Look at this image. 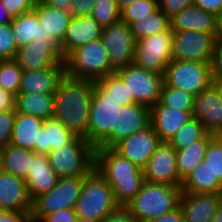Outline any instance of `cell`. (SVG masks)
<instances>
[{
	"label": "cell",
	"instance_id": "41",
	"mask_svg": "<svg viewBox=\"0 0 222 222\" xmlns=\"http://www.w3.org/2000/svg\"><path fill=\"white\" fill-rule=\"evenodd\" d=\"M18 48L10 23L0 25V60L15 59Z\"/></svg>",
	"mask_w": 222,
	"mask_h": 222
},
{
	"label": "cell",
	"instance_id": "29",
	"mask_svg": "<svg viewBox=\"0 0 222 222\" xmlns=\"http://www.w3.org/2000/svg\"><path fill=\"white\" fill-rule=\"evenodd\" d=\"M43 123L44 120L38 117L16 112L10 143L35 152V143H38V132Z\"/></svg>",
	"mask_w": 222,
	"mask_h": 222
},
{
	"label": "cell",
	"instance_id": "2",
	"mask_svg": "<svg viewBox=\"0 0 222 222\" xmlns=\"http://www.w3.org/2000/svg\"><path fill=\"white\" fill-rule=\"evenodd\" d=\"M95 168L112 187L119 206H126L145 182L143 169L113 148H96Z\"/></svg>",
	"mask_w": 222,
	"mask_h": 222
},
{
	"label": "cell",
	"instance_id": "16",
	"mask_svg": "<svg viewBox=\"0 0 222 222\" xmlns=\"http://www.w3.org/2000/svg\"><path fill=\"white\" fill-rule=\"evenodd\" d=\"M160 143L159 136L152 126L149 125L144 130L122 139L112 148L143 169Z\"/></svg>",
	"mask_w": 222,
	"mask_h": 222
},
{
	"label": "cell",
	"instance_id": "59",
	"mask_svg": "<svg viewBox=\"0 0 222 222\" xmlns=\"http://www.w3.org/2000/svg\"><path fill=\"white\" fill-rule=\"evenodd\" d=\"M222 148V134H215L213 138Z\"/></svg>",
	"mask_w": 222,
	"mask_h": 222
},
{
	"label": "cell",
	"instance_id": "46",
	"mask_svg": "<svg viewBox=\"0 0 222 222\" xmlns=\"http://www.w3.org/2000/svg\"><path fill=\"white\" fill-rule=\"evenodd\" d=\"M77 218L75 209L67 208L46 215L40 222H76Z\"/></svg>",
	"mask_w": 222,
	"mask_h": 222
},
{
	"label": "cell",
	"instance_id": "52",
	"mask_svg": "<svg viewBox=\"0 0 222 222\" xmlns=\"http://www.w3.org/2000/svg\"><path fill=\"white\" fill-rule=\"evenodd\" d=\"M144 222H184V216L181 207L179 206L171 212Z\"/></svg>",
	"mask_w": 222,
	"mask_h": 222
},
{
	"label": "cell",
	"instance_id": "60",
	"mask_svg": "<svg viewBox=\"0 0 222 222\" xmlns=\"http://www.w3.org/2000/svg\"><path fill=\"white\" fill-rule=\"evenodd\" d=\"M217 87L219 88L220 92H221V96H222V79H218L217 81H213Z\"/></svg>",
	"mask_w": 222,
	"mask_h": 222
},
{
	"label": "cell",
	"instance_id": "13",
	"mask_svg": "<svg viewBox=\"0 0 222 222\" xmlns=\"http://www.w3.org/2000/svg\"><path fill=\"white\" fill-rule=\"evenodd\" d=\"M149 125L150 107L140 103L122 105L120 110H117L116 130H111L96 148H112L122 139L144 130Z\"/></svg>",
	"mask_w": 222,
	"mask_h": 222
},
{
	"label": "cell",
	"instance_id": "4",
	"mask_svg": "<svg viewBox=\"0 0 222 222\" xmlns=\"http://www.w3.org/2000/svg\"><path fill=\"white\" fill-rule=\"evenodd\" d=\"M118 207L112 187L95 168L84 180L74 208L77 216L102 222Z\"/></svg>",
	"mask_w": 222,
	"mask_h": 222
},
{
	"label": "cell",
	"instance_id": "18",
	"mask_svg": "<svg viewBox=\"0 0 222 222\" xmlns=\"http://www.w3.org/2000/svg\"><path fill=\"white\" fill-rule=\"evenodd\" d=\"M193 118L200 121L210 134H222V96L213 82L195 96Z\"/></svg>",
	"mask_w": 222,
	"mask_h": 222
},
{
	"label": "cell",
	"instance_id": "26",
	"mask_svg": "<svg viewBox=\"0 0 222 222\" xmlns=\"http://www.w3.org/2000/svg\"><path fill=\"white\" fill-rule=\"evenodd\" d=\"M45 35H48L58 46L62 43L69 21L72 18L71 12L51 7L39 0L33 9Z\"/></svg>",
	"mask_w": 222,
	"mask_h": 222
},
{
	"label": "cell",
	"instance_id": "23",
	"mask_svg": "<svg viewBox=\"0 0 222 222\" xmlns=\"http://www.w3.org/2000/svg\"><path fill=\"white\" fill-rule=\"evenodd\" d=\"M59 178L50 166L48 155L33 151L32 166L24 179L31 200L49 192L57 185Z\"/></svg>",
	"mask_w": 222,
	"mask_h": 222
},
{
	"label": "cell",
	"instance_id": "47",
	"mask_svg": "<svg viewBox=\"0 0 222 222\" xmlns=\"http://www.w3.org/2000/svg\"><path fill=\"white\" fill-rule=\"evenodd\" d=\"M102 222H139L126 206H119L108 214Z\"/></svg>",
	"mask_w": 222,
	"mask_h": 222
},
{
	"label": "cell",
	"instance_id": "10",
	"mask_svg": "<svg viewBox=\"0 0 222 222\" xmlns=\"http://www.w3.org/2000/svg\"><path fill=\"white\" fill-rule=\"evenodd\" d=\"M115 72L123 79L136 103L151 107L159 101L164 84L163 74L148 71L134 63Z\"/></svg>",
	"mask_w": 222,
	"mask_h": 222
},
{
	"label": "cell",
	"instance_id": "21",
	"mask_svg": "<svg viewBox=\"0 0 222 222\" xmlns=\"http://www.w3.org/2000/svg\"><path fill=\"white\" fill-rule=\"evenodd\" d=\"M222 204V194L182 193L180 207L184 222H211Z\"/></svg>",
	"mask_w": 222,
	"mask_h": 222
},
{
	"label": "cell",
	"instance_id": "14",
	"mask_svg": "<svg viewBox=\"0 0 222 222\" xmlns=\"http://www.w3.org/2000/svg\"><path fill=\"white\" fill-rule=\"evenodd\" d=\"M119 102L110 97H100L95 91L92 94L88 122L87 141L95 147L111 132L116 130Z\"/></svg>",
	"mask_w": 222,
	"mask_h": 222
},
{
	"label": "cell",
	"instance_id": "1",
	"mask_svg": "<svg viewBox=\"0 0 222 222\" xmlns=\"http://www.w3.org/2000/svg\"><path fill=\"white\" fill-rule=\"evenodd\" d=\"M94 82L68 76L61 77L54 93V118L76 136L87 140L90 104Z\"/></svg>",
	"mask_w": 222,
	"mask_h": 222
},
{
	"label": "cell",
	"instance_id": "15",
	"mask_svg": "<svg viewBox=\"0 0 222 222\" xmlns=\"http://www.w3.org/2000/svg\"><path fill=\"white\" fill-rule=\"evenodd\" d=\"M144 180L152 183L181 186L176 162V150L169 142H162L143 168Z\"/></svg>",
	"mask_w": 222,
	"mask_h": 222
},
{
	"label": "cell",
	"instance_id": "6",
	"mask_svg": "<svg viewBox=\"0 0 222 222\" xmlns=\"http://www.w3.org/2000/svg\"><path fill=\"white\" fill-rule=\"evenodd\" d=\"M64 63L65 73L68 76L93 82L115 72L101 38L74 50Z\"/></svg>",
	"mask_w": 222,
	"mask_h": 222
},
{
	"label": "cell",
	"instance_id": "27",
	"mask_svg": "<svg viewBox=\"0 0 222 222\" xmlns=\"http://www.w3.org/2000/svg\"><path fill=\"white\" fill-rule=\"evenodd\" d=\"M75 137L76 135L72 131L54 117L46 119L38 132V143H35V152L48 154L51 150L70 143Z\"/></svg>",
	"mask_w": 222,
	"mask_h": 222
},
{
	"label": "cell",
	"instance_id": "54",
	"mask_svg": "<svg viewBox=\"0 0 222 222\" xmlns=\"http://www.w3.org/2000/svg\"><path fill=\"white\" fill-rule=\"evenodd\" d=\"M45 4L62 9L64 11L71 12L73 6V0H42Z\"/></svg>",
	"mask_w": 222,
	"mask_h": 222
},
{
	"label": "cell",
	"instance_id": "49",
	"mask_svg": "<svg viewBox=\"0 0 222 222\" xmlns=\"http://www.w3.org/2000/svg\"><path fill=\"white\" fill-rule=\"evenodd\" d=\"M96 0H73L71 15L73 17L91 15Z\"/></svg>",
	"mask_w": 222,
	"mask_h": 222
},
{
	"label": "cell",
	"instance_id": "12",
	"mask_svg": "<svg viewBox=\"0 0 222 222\" xmlns=\"http://www.w3.org/2000/svg\"><path fill=\"white\" fill-rule=\"evenodd\" d=\"M101 40L114 70L134 62L136 40L128 23L120 20L113 25L103 27Z\"/></svg>",
	"mask_w": 222,
	"mask_h": 222
},
{
	"label": "cell",
	"instance_id": "38",
	"mask_svg": "<svg viewBox=\"0 0 222 222\" xmlns=\"http://www.w3.org/2000/svg\"><path fill=\"white\" fill-rule=\"evenodd\" d=\"M22 73L15 59L0 60V86L14 96L19 93Z\"/></svg>",
	"mask_w": 222,
	"mask_h": 222
},
{
	"label": "cell",
	"instance_id": "37",
	"mask_svg": "<svg viewBox=\"0 0 222 222\" xmlns=\"http://www.w3.org/2000/svg\"><path fill=\"white\" fill-rule=\"evenodd\" d=\"M207 134L205 126L193 118L175 134L169 143L175 150H181L193 142L203 139Z\"/></svg>",
	"mask_w": 222,
	"mask_h": 222
},
{
	"label": "cell",
	"instance_id": "3",
	"mask_svg": "<svg viewBox=\"0 0 222 222\" xmlns=\"http://www.w3.org/2000/svg\"><path fill=\"white\" fill-rule=\"evenodd\" d=\"M181 195V186L145 181L126 207L139 222H144L178 208Z\"/></svg>",
	"mask_w": 222,
	"mask_h": 222
},
{
	"label": "cell",
	"instance_id": "51",
	"mask_svg": "<svg viewBox=\"0 0 222 222\" xmlns=\"http://www.w3.org/2000/svg\"><path fill=\"white\" fill-rule=\"evenodd\" d=\"M193 5L219 17L221 14L222 0H194Z\"/></svg>",
	"mask_w": 222,
	"mask_h": 222
},
{
	"label": "cell",
	"instance_id": "31",
	"mask_svg": "<svg viewBox=\"0 0 222 222\" xmlns=\"http://www.w3.org/2000/svg\"><path fill=\"white\" fill-rule=\"evenodd\" d=\"M16 112L33 115L42 120L54 116V94L18 93L15 96Z\"/></svg>",
	"mask_w": 222,
	"mask_h": 222
},
{
	"label": "cell",
	"instance_id": "58",
	"mask_svg": "<svg viewBox=\"0 0 222 222\" xmlns=\"http://www.w3.org/2000/svg\"><path fill=\"white\" fill-rule=\"evenodd\" d=\"M119 8L122 10L124 7L132 4L135 0H116Z\"/></svg>",
	"mask_w": 222,
	"mask_h": 222
},
{
	"label": "cell",
	"instance_id": "30",
	"mask_svg": "<svg viewBox=\"0 0 222 222\" xmlns=\"http://www.w3.org/2000/svg\"><path fill=\"white\" fill-rule=\"evenodd\" d=\"M182 193L222 194V183L202 161L181 184Z\"/></svg>",
	"mask_w": 222,
	"mask_h": 222
},
{
	"label": "cell",
	"instance_id": "28",
	"mask_svg": "<svg viewBox=\"0 0 222 222\" xmlns=\"http://www.w3.org/2000/svg\"><path fill=\"white\" fill-rule=\"evenodd\" d=\"M10 26L18 49L32 43L33 40L53 41L44 34L34 10L13 17Z\"/></svg>",
	"mask_w": 222,
	"mask_h": 222
},
{
	"label": "cell",
	"instance_id": "34",
	"mask_svg": "<svg viewBox=\"0 0 222 222\" xmlns=\"http://www.w3.org/2000/svg\"><path fill=\"white\" fill-rule=\"evenodd\" d=\"M94 91L100 97H110L122 105L136 103L123 79L116 73H110L94 82Z\"/></svg>",
	"mask_w": 222,
	"mask_h": 222
},
{
	"label": "cell",
	"instance_id": "8",
	"mask_svg": "<svg viewBox=\"0 0 222 222\" xmlns=\"http://www.w3.org/2000/svg\"><path fill=\"white\" fill-rule=\"evenodd\" d=\"M163 79L166 85L197 96L213 83L211 63L173 59Z\"/></svg>",
	"mask_w": 222,
	"mask_h": 222
},
{
	"label": "cell",
	"instance_id": "24",
	"mask_svg": "<svg viewBox=\"0 0 222 222\" xmlns=\"http://www.w3.org/2000/svg\"><path fill=\"white\" fill-rule=\"evenodd\" d=\"M64 74L65 65L32 71L23 70L19 93L54 94Z\"/></svg>",
	"mask_w": 222,
	"mask_h": 222
},
{
	"label": "cell",
	"instance_id": "7",
	"mask_svg": "<svg viewBox=\"0 0 222 222\" xmlns=\"http://www.w3.org/2000/svg\"><path fill=\"white\" fill-rule=\"evenodd\" d=\"M86 176L60 177L57 185L33 201L30 222H40L58 210L75 208Z\"/></svg>",
	"mask_w": 222,
	"mask_h": 222
},
{
	"label": "cell",
	"instance_id": "11",
	"mask_svg": "<svg viewBox=\"0 0 222 222\" xmlns=\"http://www.w3.org/2000/svg\"><path fill=\"white\" fill-rule=\"evenodd\" d=\"M216 35L201 31H173V59L211 63Z\"/></svg>",
	"mask_w": 222,
	"mask_h": 222
},
{
	"label": "cell",
	"instance_id": "33",
	"mask_svg": "<svg viewBox=\"0 0 222 222\" xmlns=\"http://www.w3.org/2000/svg\"><path fill=\"white\" fill-rule=\"evenodd\" d=\"M2 150L3 171L25 179L32 166L33 151L8 144Z\"/></svg>",
	"mask_w": 222,
	"mask_h": 222
},
{
	"label": "cell",
	"instance_id": "36",
	"mask_svg": "<svg viewBox=\"0 0 222 222\" xmlns=\"http://www.w3.org/2000/svg\"><path fill=\"white\" fill-rule=\"evenodd\" d=\"M158 102L162 106L178 109L179 111H193L195 95L177 88H172L164 83Z\"/></svg>",
	"mask_w": 222,
	"mask_h": 222
},
{
	"label": "cell",
	"instance_id": "55",
	"mask_svg": "<svg viewBox=\"0 0 222 222\" xmlns=\"http://www.w3.org/2000/svg\"><path fill=\"white\" fill-rule=\"evenodd\" d=\"M12 21L11 15L8 13L7 9L5 8L4 3L0 0V25L7 24Z\"/></svg>",
	"mask_w": 222,
	"mask_h": 222
},
{
	"label": "cell",
	"instance_id": "32",
	"mask_svg": "<svg viewBox=\"0 0 222 222\" xmlns=\"http://www.w3.org/2000/svg\"><path fill=\"white\" fill-rule=\"evenodd\" d=\"M214 138L208 133L203 139L190 144L181 150H176V162L179 179L183 181L203 160L209 142Z\"/></svg>",
	"mask_w": 222,
	"mask_h": 222
},
{
	"label": "cell",
	"instance_id": "57",
	"mask_svg": "<svg viewBox=\"0 0 222 222\" xmlns=\"http://www.w3.org/2000/svg\"><path fill=\"white\" fill-rule=\"evenodd\" d=\"M211 222H222V204L221 206L217 209L216 214L214 215V218L212 219Z\"/></svg>",
	"mask_w": 222,
	"mask_h": 222
},
{
	"label": "cell",
	"instance_id": "20",
	"mask_svg": "<svg viewBox=\"0 0 222 222\" xmlns=\"http://www.w3.org/2000/svg\"><path fill=\"white\" fill-rule=\"evenodd\" d=\"M32 208L33 201L25 180L5 171L0 172V209L25 212L30 217Z\"/></svg>",
	"mask_w": 222,
	"mask_h": 222
},
{
	"label": "cell",
	"instance_id": "53",
	"mask_svg": "<svg viewBox=\"0 0 222 222\" xmlns=\"http://www.w3.org/2000/svg\"><path fill=\"white\" fill-rule=\"evenodd\" d=\"M15 109V96L0 86V112Z\"/></svg>",
	"mask_w": 222,
	"mask_h": 222
},
{
	"label": "cell",
	"instance_id": "62",
	"mask_svg": "<svg viewBox=\"0 0 222 222\" xmlns=\"http://www.w3.org/2000/svg\"><path fill=\"white\" fill-rule=\"evenodd\" d=\"M3 171V164H2V150L0 148V172Z\"/></svg>",
	"mask_w": 222,
	"mask_h": 222
},
{
	"label": "cell",
	"instance_id": "44",
	"mask_svg": "<svg viewBox=\"0 0 222 222\" xmlns=\"http://www.w3.org/2000/svg\"><path fill=\"white\" fill-rule=\"evenodd\" d=\"M11 17L33 10L39 0H1Z\"/></svg>",
	"mask_w": 222,
	"mask_h": 222
},
{
	"label": "cell",
	"instance_id": "19",
	"mask_svg": "<svg viewBox=\"0 0 222 222\" xmlns=\"http://www.w3.org/2000/svg\"><path fill=\"white\" fill-rule=\"evenodd\" d=\"M102 28L91 15L72 16L59 46L62 59L65 60L77 48L101 38Z\"/></svg>",
	"mask_w": 222,
	"mask_h": 222
},
{
	"label": "cell",
	"instance_id": "25",
	"mask_svg": "<svg viewBox=\"0 0 222 222\" xmlns=\"http://www.w3.org/2000/svg\"><path fill=\"white\" fill-rule=\"evenodd\" d=\"M219 18L210 12L192 5L184 8L180 13L170 19L173 31L195 30L217 34Z\"/></svg>",
	"mask_w": 222,
	"mask_h": 222
},
{
	"label": "cell",
	"instance_id": "39",
	"mask_svg": "<svg viewBox=\"0 0 222 222\" xmlns=\"http://www.w3.org/2000/svg\"><path fill=\"white\" fill-rule=\"evenodd\" d=\"M91 16L106 27L121 20V9L116 0H96Z\"/></svg>",
	"mask_w": 222,
	"mask_h": 222
},
{
	"label": "cell",
	"instance_id": "48",
	"mask_svg": "<svg viewBox=\"0 0 222 222\" xmlns=\"http://www.w3.org/2000/svg\"><path fill=\"white\" fill-rule=\"evenodd\" d=\"M211 71L213 81L222 79V43H215V48L211 62Z\"/></svg>",
	"mask_w": 222,
	"mask_h": 222
},
{
	"label": "cell",
	"instance_id": "63",
	"mask_svg": "<svg viewBox=\"0 0 222 222\" xmlns=\"http://www.w3.org/2000/svg\"><path fill=\"white\" fill-rule=\"evenodd\" d=\"M218 18L222 19V8H221V14H220V16Z\"/></svg>",
	"mask_w": 222,
	"mask_h": 222
},
{
	"label": "cell",
	"instance_id": "42",
	"mask_svg": "<svg viewBox=\"0 0 222 222\" xmlns=\"http://www.w3.org/2000/svg\"><path fill=\"white\" fill-rule=\"evenodd\" d=\"M204 161L212 174L222 183V148L214 139L209 142L206 148Z\"/></svg>",
	"mask_w": 222,
	"mask_h": 222
},
{
	"label": "cell",
	"instance_id": "61",
	"mask_svg": "<svg viewBox=\"0 0 222 222\" xmlns=\"http://www.w3.org/2000/svg\"><path fill=\"white\" fill-rule=\"evenodd\" d=\"M76 222H99V221H95V220H91V219H83L81 217H78Z\"/></svg>",
	"mask_w": 222,
	"mask_h": 222
},
{
	"label": "cell",
	"instance_id": "35",
	"mask_svg": "<svg viewBox=\"0 0 222 222\" xmlns=\"http://www.w3.org/2000/svg\"><path fill=\"white\" fill-rule=\"evenodd\" d=\"M130 27L135 40H139L169 30L171 23L170 19L158 9L145 18L133 22Z\"/></svg>",
	"mask_w": 222,
	"mask_h": 222
},
{
	"label": "cell",
	"instance_id": "50",
	"mask_svg": "<svg viewBox=\"0 0 222 222\" xmlns=\"http://www.w3.org/2000/svg\"><path fill=\"white\" fill-rule=\"evenodd\" d=\"M0 222H30L25 212L0 209Z\"/></svg>",
	"mask_w": 222,
	"mask_h": 222
},
{
	"label": "cell",
	"instance_id": "9",
	"mask_svg": "<svg viewBox=\"0 0 222 222\" xmlns=\"http://www.w3.org/2000/svg\"><path fill=\"white\" fill-rule=\"evenodd\" d=\"M173 60V30L136 40L134 64L148 71L164 74Z\"/></svg>",
	"mask_w": 222,
	"mask_h": 222
},
{
	"label": "cell",
	"instance_id": "22",
	"mask_svg": "<svg viewBox=\"0 0 222 222\" xmlns=\"http://www.w3.org/2000/svg\"><path fill=\"white\" fill-rule=\"evenodd\" d=\"M191 119L193 111H179L159 102L150 107V125L162 142H169Z\"/></svg>",
	"mask_w": 222,
	"mask_h": 222
},
{
	"label": "cell",
	"instance_id": "40",
	"mask_svg": "<svg viewBox=\"0 0 222 222\" xmlns=\"http://www.w3.org/2000/svg\"><path fill=\"white\" fill-rule=\"evenodd\" d=\"M159 9V0H135L121 10V20L131 25Z\"/></svg>",
	"mask_w": 222,
	"mask_h": 222
},
{
	"label": "cell",
	"instance_id": "43",
	"mask_svg": "<svg viewBox=\"0 0 222 222\" xmlns=\"http://www.w3.org/2000/svg\"><path fill=\"white\" fill-rule=\"evenodd\" d=\"M15 117L16 109L0 112V148L6 147L11 142Z\"/></svg>",
	"mask_w": 222,
	"mask_h": 222
},
{
	"label": "cell",
	"instance_id": "45",
	"mask_svg": "<svg viewBox=\"0 0 222 222\" xmlns=\"http://www.w3.org/2000/svg\"><path fill=\"white\" fill-rule=\"evenodd\" d=\"M194 0H159V9L169 18L172 19L184 8L193 5Z\"/></svg>",
	"mask_w": 222,
	"mask_h": 222
},
{
	"label": "cell",
	"instance_id": "56",
	"mask_svg": "<svg viewBox=\"0 0 222 222\" xmlns=\"http://www.w3.org/2000/svg\"><path fill=\"white\" fill-rule=\"evenodd\" d=\"M216 42L222 43V19L218 20V30L216 35Z\"/></svg>",
	"mask_w": 222,
	"mask_h": 222
},
{
	"label": "cell",
	"instance_id": "5",
	"mask_svg": "<svg viewBox=\"0 0 222 222\" xmlns=\"http://www.w3.org/2000/svg\"><path fill=\"white\" fill-rule=\"evenodd\" d=\"M47 155L50 166L59 177L87 176L95 169L96 147L81 136Z\"/></svg>",
	"mask_w": 222,
	"mask_h": 222
},
{
	"label": "cell",
	"instance_id": "17",
	"mask_svg": "<svg viewBox=\"0 0 222 222\" xmlns=\"http://www.w3.org/2000/svg\"><path fill=\"white\" fill-rule=\"evenodd\" d=\"M15 60L25 71L65 65L59 46L54 41L33 40L18 49Z\"/></svg>",
	"mask_w": 222,
	"mask_h": 222
}]
</instances>
